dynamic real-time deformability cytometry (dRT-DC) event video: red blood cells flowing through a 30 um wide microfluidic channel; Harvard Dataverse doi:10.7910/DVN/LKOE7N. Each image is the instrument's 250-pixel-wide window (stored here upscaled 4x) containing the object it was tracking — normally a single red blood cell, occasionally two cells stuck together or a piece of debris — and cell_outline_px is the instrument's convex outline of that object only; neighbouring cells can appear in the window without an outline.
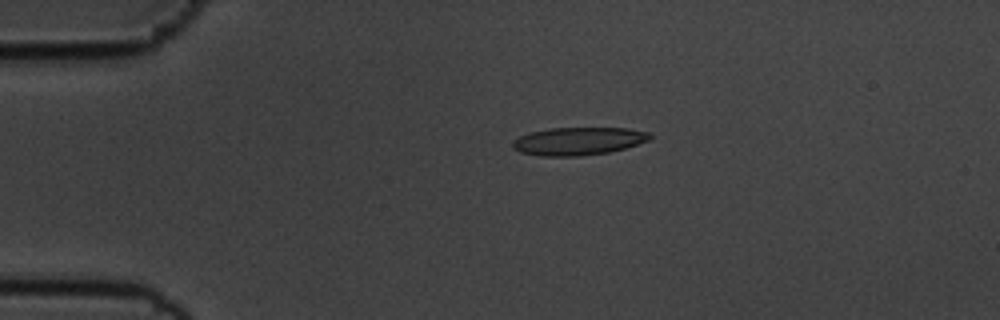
{"species": "common noctule bat (a hibernating species)", "species_latin": "Nyctalus noctula", "temperature_condition": "cold", "stored_images_in_passage": 45, "camera_frame_rate_fps": 3000, "um_per_image_px": 0.085, "animal": {"sex": "male", "body_mass_g": 19.5, "forearm_length_mm": 54.6}, "frame": {"image": 1, "passage_image": 1, "time_ms": 0.0, "image_size_px": [1000, 320], "cell_outline_px": [[652, 140], [624, 148], [608, 152], [580, 156], [540, 156], [520, 152], [512, 148], [512, 144], [520, 136], [532, 132], [552, 128], [628, 128], [652, 132]], "centroid_in_image_um": [49.22, 11.99], "position_along_channel_um": 35.8, "area_um2": 22.31}}
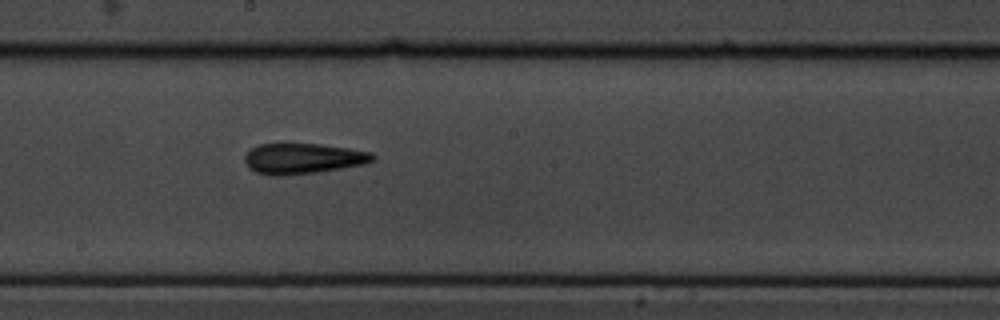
{"frame": {"image": 2, "passage_image": 20, "time_ms": 6.333, "image_size_px": [1000, 320], "cell_outline_px": [[376, 156], [372, 160], [364, 164], [316, 172], [284, 176], [272, 176], [256, 172], [248, 168], [244, 160], [244, 156], [252, 148], [260, 144], [320, 144], [348, 148], [372, 152]], "centroid_in_image_um": [25.73, 13.48], "position_along_channel_um": 222.5, "area_um2": 22.72}}
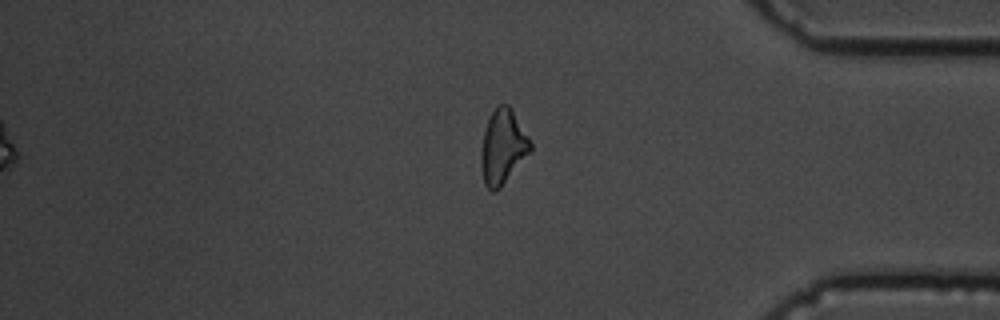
{"frame": {"image": 3, "passage_image": 36, "time_ms": 11.667, "image_size_px": [1000, 320], "cell_outline_px": [[532, 152], [500, 188], [492, 192], [484, 184], [480, 160], [480, 156], [484, 132], [488, 120], [492, 112], [500, 104], [508, 104], [512, 108], [528, 136], [532, 144]], "centroid_in_image_um": [42.76, 12.5], "position_along_channel_um": 392.4, "area_um2": 21.5}, "authors_computed_cell_mechanics": {"area_um2": 21.7906, "velocity_mm_per_s": 3.589, "shape_relaxation_time_tau1_ms": 4.7412, "shape_relaxation_time_tau2_ms": 4.0448, "deformation_change_tau1": 0.1481, "deformation_change_tau2": 0.1631}}